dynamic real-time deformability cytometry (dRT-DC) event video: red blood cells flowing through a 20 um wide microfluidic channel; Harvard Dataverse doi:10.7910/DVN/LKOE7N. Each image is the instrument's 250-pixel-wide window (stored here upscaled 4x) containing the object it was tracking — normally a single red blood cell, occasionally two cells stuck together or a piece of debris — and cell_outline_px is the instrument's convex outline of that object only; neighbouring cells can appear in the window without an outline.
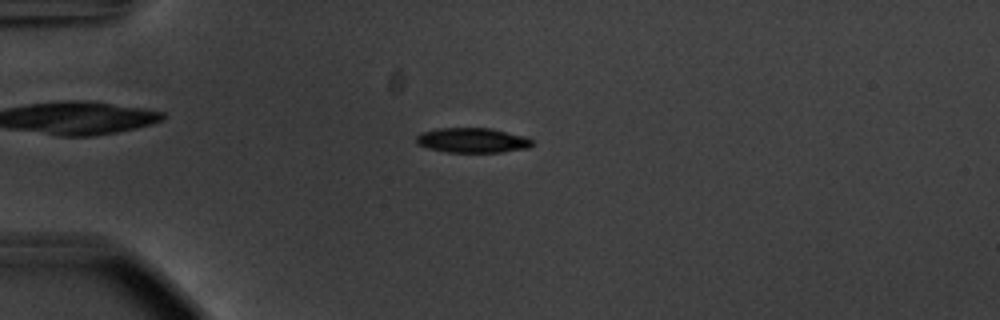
{"species": "common noctule bat (a hibernating species)", "species_latin": "Nyctalus noctula", "temperature_condition": "warm", "stored_images_in_passage": 55, "camera_frame_rate_fps": 3000, "um_per_image_px": 0.085, "animal": {"sex": "male", "body_mass_g": 20.1, "forearm_length_mm": 53.5}, "frame": {"image": 1, "passage_image": 15, "time_ms": 4.667, "image_size_px": [1000, 320], "cell_outline_px": [[532, 144], [528, 148], [500, 152], [448, 152], [428, 148], [416, 144], [416, 136], [420, 132], [436, 128], [492, 128], [528, 136], [532, 140]], "centroid_in_image_um": [40.15, 11.91], "position_along_channel_um": 44.8, "area_um2": 16.99}}
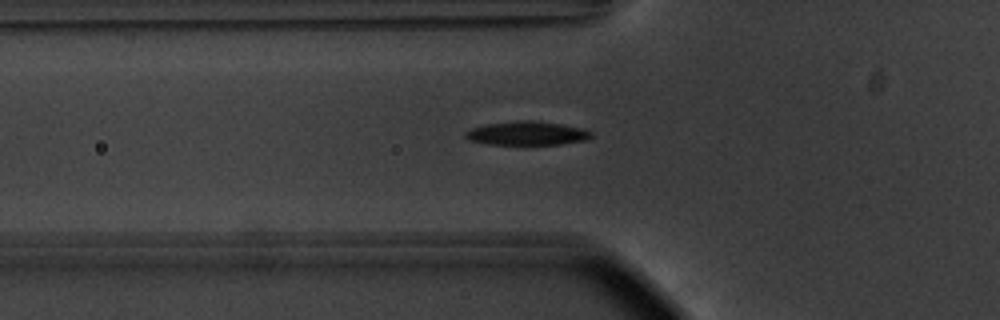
{"frame": {"image": 2, "passage_image": 20, "time_ms": 6.333, "image_size_px": [1000, 320], "cell_outline_px": [[592, 136], [584, 140], [560, 144], [524, 148], [488, 144], [468, 140], [464, 136], [464, 132], [472, 128], [484, 124], [516, 120], [532, 120], [564, 124], [584, 128], [592, 132]], "centroid_in_image_um": [44.76, 11.37], "position_along_channel_um": 81.0, "area_um2": 18.61}}
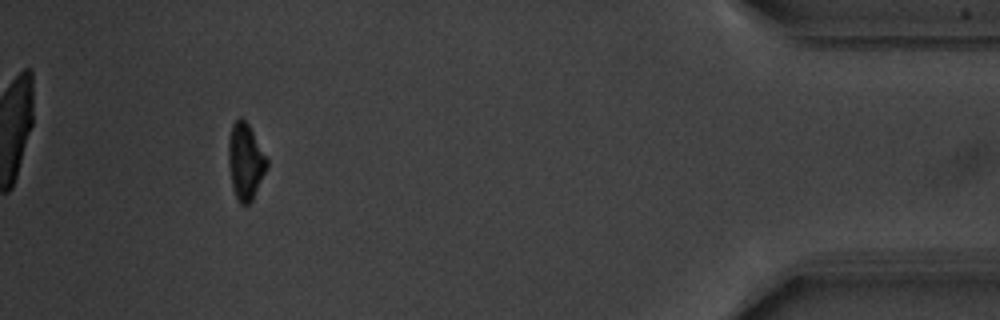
{"frame": {"image": 3, "passage_image": 51, "time_ms": 16.667, "image_size_px": [1000, 320], "cell_outline_px": [[268, 168], [252, 200], [248, 204], [240, 204], [232, 188], [228, 164], [228, 140], [232, 124], [240, 116], [248, 124], [268, 160]], "centroid_in_image_um": [20.85, 13.73], "position_along_channel_um": 414.3, "area_um2": 17.11}, "authors_computed_cell_mechanics": {"area_um2": 17.2244, "velocity_mm_per_s": 3.7658, "shape_relaxation_time_tau1_ms": 2.2898, "shape_relaxation_time_tau2_ms": 11.2174, "deformation_change_tau1": 0.1233, "deformation_change_tau2": 0.1697}}